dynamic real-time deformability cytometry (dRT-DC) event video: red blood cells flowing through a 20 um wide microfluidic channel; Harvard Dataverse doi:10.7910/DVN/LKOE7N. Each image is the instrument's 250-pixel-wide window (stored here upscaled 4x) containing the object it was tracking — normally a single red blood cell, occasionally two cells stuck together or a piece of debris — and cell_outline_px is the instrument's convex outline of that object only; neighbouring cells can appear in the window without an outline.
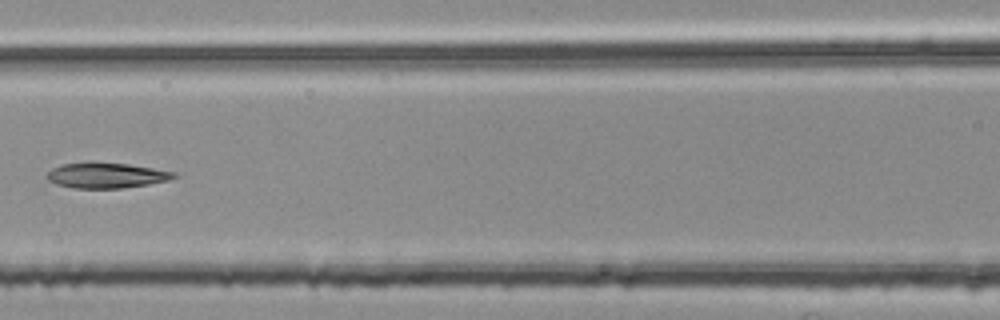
{"species": "common noctule bat (a hibernating species)", "species_latin": "Nyctalus noctula", "temperature_condition": "room temperature", "stored_images_in_passage": 6, "segment_of_instrument_passage": [2, 2], "camera_frame_rate_fps": 3000, "um_per_image_px": 0.085, "animal": {"sex": "female", "body_mass_g": 25.1}, "frame": {"image": 1, "passage_image": 6, "time_ms": 1.667, "image_size_px": [1000, 320], "cell_outline_px": [[180, 176], [168, 180], [148, 184], [120, 188], [72, 188], [56, 184], [48, 180], [44, 176], [52, 168], [60, 164], [88, 160], [92, 160], [128, 164], [180, 172]], "centroid_in_image_um": [9.03, 14.87], "position_along_channel_um": 157.6, "area_um2": 19.54}}